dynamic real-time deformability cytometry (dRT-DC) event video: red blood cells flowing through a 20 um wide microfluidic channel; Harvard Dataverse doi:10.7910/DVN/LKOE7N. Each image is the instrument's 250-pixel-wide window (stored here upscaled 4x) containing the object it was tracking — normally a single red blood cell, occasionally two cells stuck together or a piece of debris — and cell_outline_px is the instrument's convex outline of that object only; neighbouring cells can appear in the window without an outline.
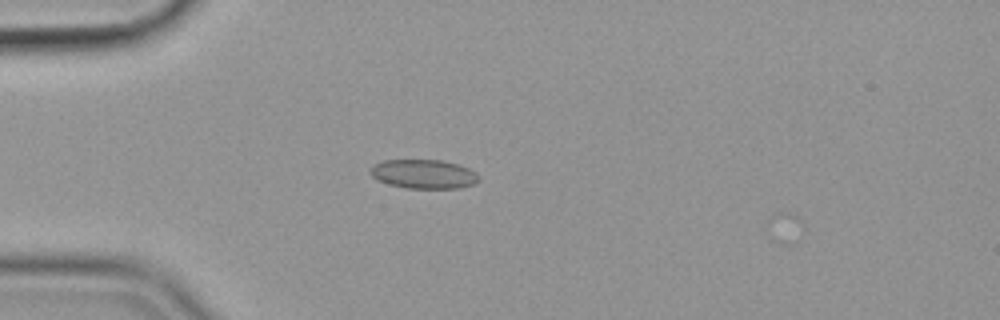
{"species": "common noctule bat (a hibernating species)", "species_latin": "Nyctalus noctula", "temperature_condition": "cold", "stored_images_in_passage": 39, "camera_frame_rate_fps": 3000, "um_per_image_px": 0.085, "animal": {"sex": "female", "body_mass_g": 19.9}, "frame": {"image": 1, "passage_image": 1, "time_ms": 0.0, "image_size_px": [1000, 320], "cell_outline_px": [[480, 176], [472, 184], [460, 188], [404, 188], [388, 184], [372, 176], [368, 172], [376, 164], [384, 160], [444, 160], [468, 168], [476, 172]], "centroid_in_image_um": [36.01, 14.79], "position_along_channel_um": 49.0, "area_um2": 18.21}}
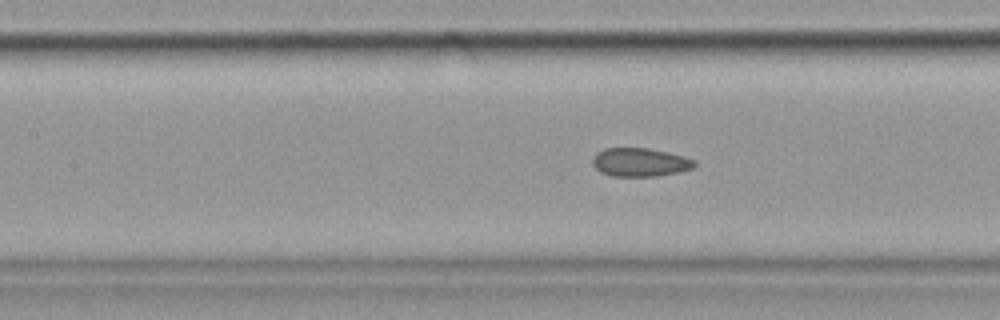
{"frame": {"image": 2, "passage_image": 11, "time_ms": 3.333, "image_size_px": [1000, 320], "cell_outline_px": [[696, 164], [692, 168], [680, 172], [656, 176], [612, 176], [600, 172], [592, 164], [592, 156], [596, 152], [604, 148], [648, 148], [668, 152], [696, 160]], "centroid_in_image_um": [54.37, 13.79], "position_along_channel_um": 153.0, "area_um2": 17.05}}
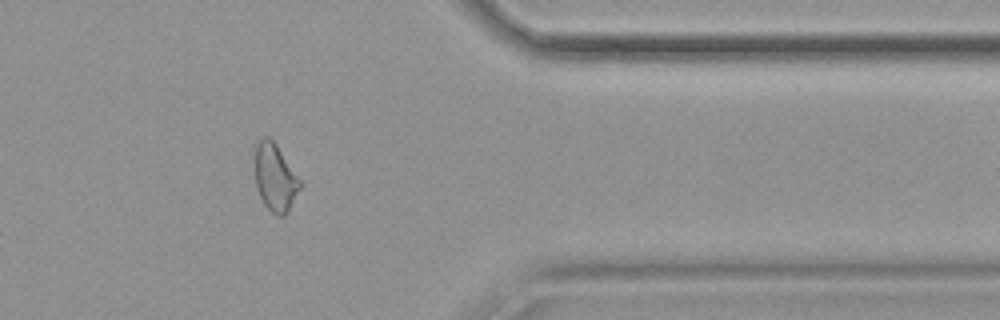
{"frame": {"image": 3, "passage_image": 32, "time_ms": 10.333, "image_size_px": [1000, 320], "cell_outline_px": [[300, 188], [288, 212], [284, 216], [276, 216], [264, 204], [256, 188], [256, 144], [264, 136], [268, 136], [276, 144], [300, 180]], "centroid_in_image_um": [23.38, 15.12], "position_along_channel_um": 388.0, "area_um2": 17.34}}